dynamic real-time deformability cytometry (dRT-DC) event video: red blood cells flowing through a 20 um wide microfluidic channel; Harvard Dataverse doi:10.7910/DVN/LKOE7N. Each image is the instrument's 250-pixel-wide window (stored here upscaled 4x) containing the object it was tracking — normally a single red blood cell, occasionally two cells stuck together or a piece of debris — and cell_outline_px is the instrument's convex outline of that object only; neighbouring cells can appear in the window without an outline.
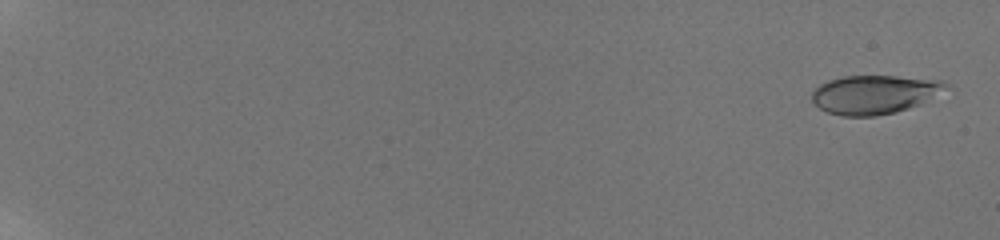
{"species": "human", "species_latin": "Homo sapiens", "temperature_condition": "room temperature", "stored_images_in_passage": 51, "camera_frame_rate_fps": 3000, "um_per_image_px": 0.085, "donor": {"sex": "male"}, "frame": {"image": 1, "passage_image": 1, "time_ms": 0.0, "image_size_px": [1000, 240], "cell_outline_px": [[948, 84], [920, 104], [896, 112], [876, 116], [840, 116], [828, 112], [820, 108], [812, 100], [812, 92], [820, 84], [828, 80], [844, 76], [896, 76], [940, 80]], "centroid_in_image_um": [74.23, 8.03], "position_along_channel_um": 10.8, "area_um2": 29.71}}
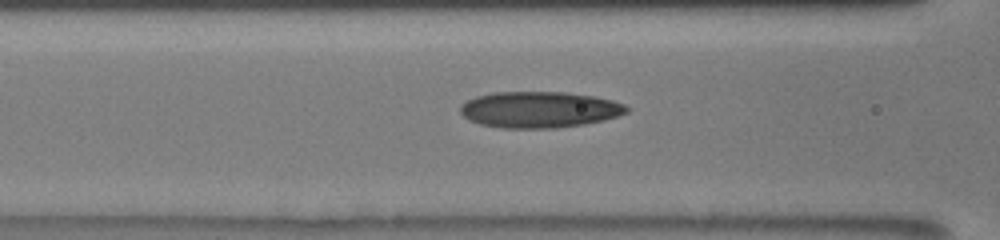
{"frame": {"image": 2, "passage_image": 22, "time_ms": 9.0, "image_size_px": [1000, 240], "cell_outline_px": [[628, 112], [604, 120], [584, 124], [556, 128], [504, 128], [480, 124], [468, 120], [460, 112], [460, 104], [476, 96], [492, 92], [564, 92], [592, 96], [612, 100], [624, 104], [628, 108]], "centroid_in_image_um": [45.81, 9.32], "position_along_channel_um": 120.8, "area_um2": 35.08}}
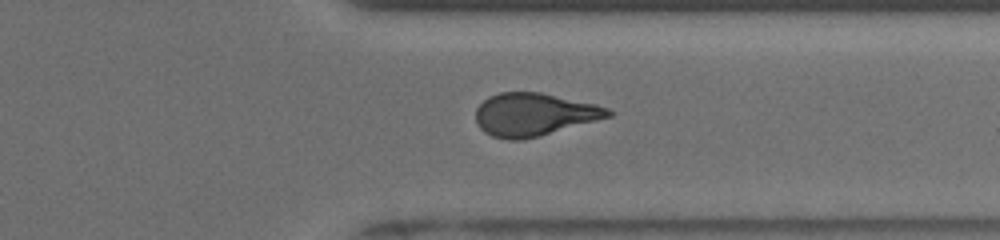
{"frame": {"image": 3, "passage_image": 41, "time_ms": 15.333, "image_size_px": [1000, 240], "cell_outline_px": [[612, 116], [540, 136], [524, 140], [508, 140], [492, 136], [484, 132], [480, 128], [476, 120], [476, 108], [488, 96], [500, 92], [540, 92], [596, 104], [608, 108], [612, 112]], "centroid_in_image_um": [45.38, 9.73], "position_along_channel_um": 366.0, "area_um2": 33.12}, "authors_computed_cell_mechanics": {"area_um2": 32.5992, "velocity_mm_per_s": 3.8739, "shape_relaxation_time_tau1_ms": 7.0681, "shape_relaxation_time_tau2_ms": 2.3165, "deformation_change_tau1": 0.2182, "deformation_change_tau2": 0.1163}}